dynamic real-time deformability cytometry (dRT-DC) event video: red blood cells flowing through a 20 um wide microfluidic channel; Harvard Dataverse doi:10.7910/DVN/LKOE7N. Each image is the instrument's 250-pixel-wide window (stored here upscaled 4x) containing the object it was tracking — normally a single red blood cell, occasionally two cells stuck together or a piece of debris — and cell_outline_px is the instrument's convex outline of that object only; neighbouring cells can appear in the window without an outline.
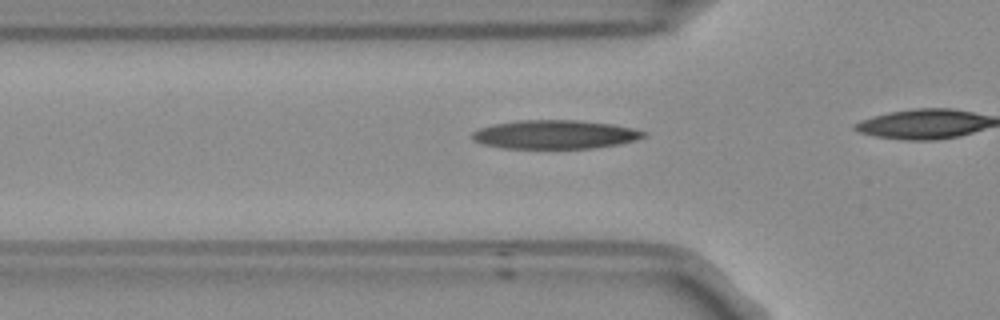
{"species": "Egyptian fruit bat (a non-hibernating species)", "species_latin": "Rousettus aegyptiacus", "temperature_condition": "room temperature", "stored_images_in_passage": 12, "camera_frame_rate_fps": 3000, "um_per_image_px": 0.085, "frame": {"image": 1, "passage_image": 7, "time_ms": 2.0, "image_size_px": [1000, 320], "cell_outline_px": [[648, 132], [644, 136], [620, 144], [592, 148], [500, 148], [484, 144], [472, 140], [472, 132], [480, 128], [492, 124], [520, 120], [576, 120], [612, 124], [632, 128]], "centroid_in_image_um": [47.14, 11.43], "position_along_channel_um": 78.7, "area_um2": 28.61}}